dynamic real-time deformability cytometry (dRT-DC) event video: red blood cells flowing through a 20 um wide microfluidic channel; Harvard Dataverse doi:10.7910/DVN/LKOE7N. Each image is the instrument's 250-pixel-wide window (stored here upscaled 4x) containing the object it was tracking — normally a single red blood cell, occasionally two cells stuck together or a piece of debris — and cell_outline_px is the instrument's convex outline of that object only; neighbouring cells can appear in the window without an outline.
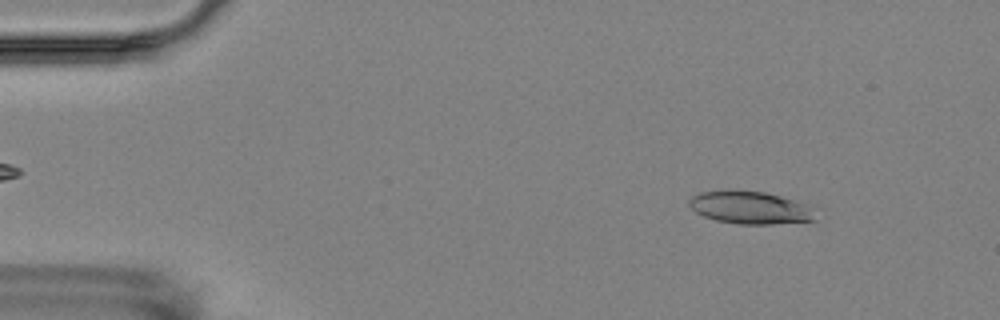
{"species": "Egyptian fruit bat (a non-hibernating species)", "species_latin": "Rousettus aegyptiacus", "temperature_condition": "room temperature", "stored_images_in_passage": 3, "camera_frame_rate_fps": 3000, "um_per_image_px": 0.085, "animal": {"sex": "female"}, "frame": {"image": 1, "passage_image": 1, "time_ms": 0.0, "image_size_px": [1000, 320], "cell_outline_px": [[816, 220], [772, 224], [740, 224], [716, 220], [704, 216], [696, 212], [688, 204], [688, 200], [692, 196], [700, 192], [764, 192], [780, 196], [808, 204]], "centroid_in_image_um": [63.76, 17.67], "position_along_channel_um": 21.2, "area_um2": 23.29}}